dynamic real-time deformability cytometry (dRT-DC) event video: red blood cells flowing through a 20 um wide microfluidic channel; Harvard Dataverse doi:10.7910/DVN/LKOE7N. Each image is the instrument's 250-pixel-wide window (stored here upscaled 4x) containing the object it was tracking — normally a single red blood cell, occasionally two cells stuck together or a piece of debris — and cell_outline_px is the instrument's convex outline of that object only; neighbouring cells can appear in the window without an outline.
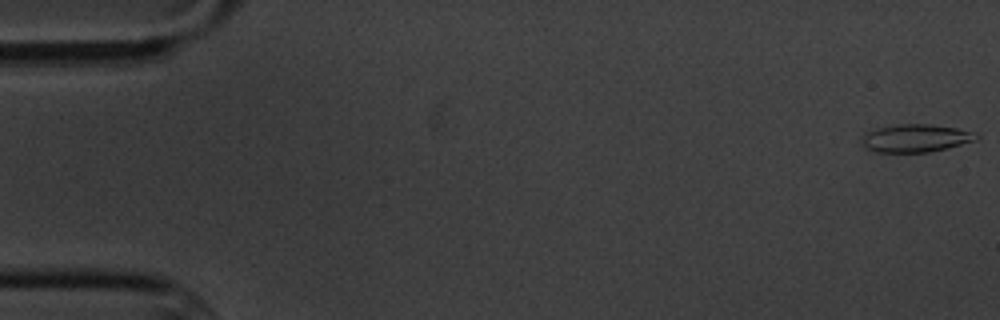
{"species": "common noctule bat (a hibernating species)", "species_latin": "Nyctalus noctula", "temperature_condition": "cold", "stored_images_in_passage": 7, "camera_frame_rate_fps": 3000, "um_per_image_px": 0.085, "animal": {"sex": "male", "body_mass_g": 20.1, "forearm_length_mm": 53.5}, "frame": {"image": 1, "passage_image": 1, "time_ms": 0.0, "image_size_px": [1000, 320], "cell_outline_px": [[980, 136], [976, 140], [948, 148], [928, 152], [872, 152], [860, 140], [864, 132], [876, 128], [900, 124], [928, 124], [956, 128], [976, 132]], "centroid_in_image_um": [77.83, 11.74], "position_along_channel_um": 7.2, "area_um2": 18.67}}
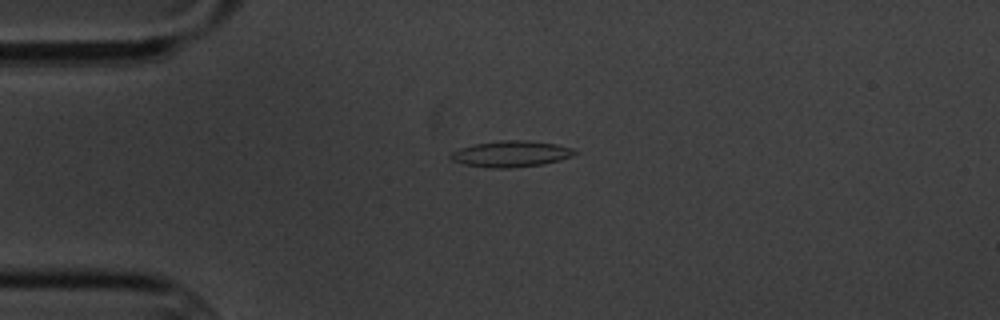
{"frame": {"image": 2, "passage_image": 5, "time_ms": 4.333, "image_size_px": [1000, 320], "cell_outline_px": [[576, 152], [572, 156], [560, 160], [544, 164], [512, 168], [488, 168], [464, 164], [452, 160], [448, 156], [452, 152], [460, 148], [476, 144], [500, 140], [528, 140], [556, 144], [572, 148]], "centroid_in_image_um": [43.43, 13.08], "position_along_channel_um": 41.6, "area_um2": 18.9}}
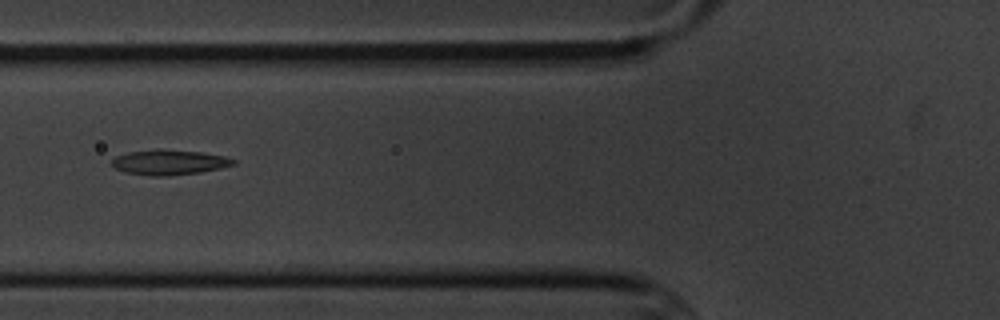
{"frame": {"image": 3, "passage_image": 7, "time_ms": 7.0, "image_size_px": [1000, 320], "cell_outline_px": [[236, 164], [220, 168], [200, 172], [168, 176], [152, 176], [124, 172], [116, 168], [112, 164], [112, 160], [116, 156], [128, 152], [160, 148], [200, 152], [224, 156], [236, 160]], "centroid_in_image_um": [14.38, 13.79], "position_along_channel_um": 111.4, "area_um2": 17.8}}